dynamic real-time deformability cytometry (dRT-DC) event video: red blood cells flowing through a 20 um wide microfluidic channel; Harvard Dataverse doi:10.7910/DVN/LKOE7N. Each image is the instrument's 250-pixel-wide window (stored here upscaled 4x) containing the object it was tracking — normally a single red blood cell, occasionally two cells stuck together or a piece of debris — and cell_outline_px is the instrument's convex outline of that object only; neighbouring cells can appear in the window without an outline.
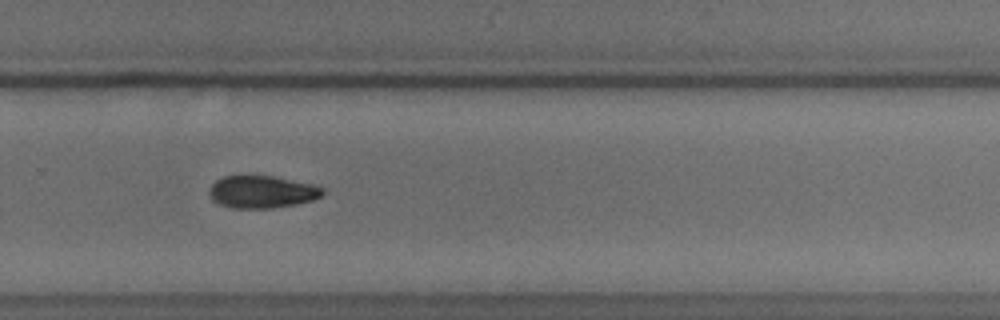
{"species": "common noctule bat (a hibernating species)", "species_latin": "Nyctalus noctula", "temperature_condition": "cold", "stored_images_in_passage": 40, "camera_frame_rate_fps": 3000, "um_per_image_px": 0.085, "animal": {"sex": "male", "body_mass_g": 18.8}, "frame": {"image": 1, "passage_image": 23, "time_ms": 7.333, "image_size_px": [1000, 320], "cell_outline_px": [[324, 192], [320, 196], [312, 200], [296, 204], [272, 208], [232, 208], [220, 204], [212, 200], [208, 192], [208, 188], [216, 180], [224, 176], [272, 176], [312, 184], [324, 188]], "centroid_in_image_um": [22.23, 16.31], "position_along_channel_um": 307.6, "area_um2": 21.33}, "authors_computed_cell_mechanics": {"area_um2": 21.9351, "velocity_mm_per_s": 3.6978, "shape_relaxation_time_tau1_ms": 2.4029, "shape_relaxation_time_tau2_ms": null, "deformation_change_tau1": 0.0946, "deformation_change_tau2": null}}